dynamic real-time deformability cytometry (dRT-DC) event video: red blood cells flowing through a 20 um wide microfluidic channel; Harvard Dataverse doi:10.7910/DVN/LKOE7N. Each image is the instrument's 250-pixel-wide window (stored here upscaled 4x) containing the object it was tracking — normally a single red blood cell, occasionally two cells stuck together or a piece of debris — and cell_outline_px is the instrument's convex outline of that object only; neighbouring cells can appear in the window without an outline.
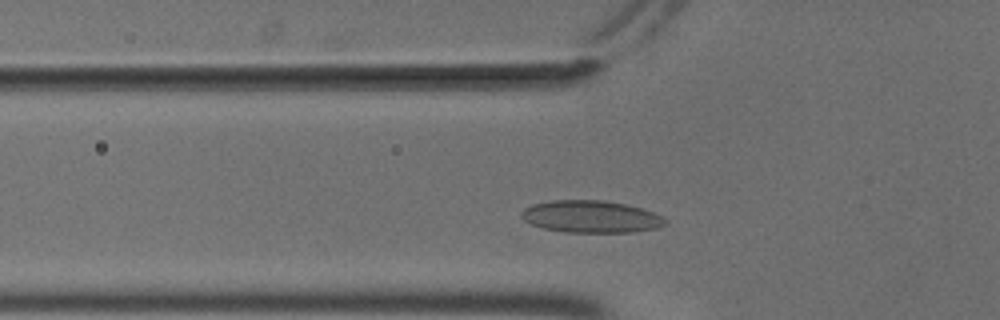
{"species": "common noctule bat (a hibernating species)", "species_latin": "Nyctalus noctula", "temperature_condition": "cold", "stored_images_in_passage": 37, "camera_frame_rate_fps": 3000, "um_per_image_px": 0.085, "animal": {"sex": "male", "body_mass_g": 18.8}, "frame": {"image": 1, "passage_image": 8, "time_ms": 2.333, "image_size_px": [1000, 320], "cell_outline_px": [[668, 224], [656, 228], [632, 232], [564, 232], [544, 228], [532, 224], [524, 220], [520, 216], [520, 212], [524, 208], [532, 204], [552, 200], [604, 200], [628, 204], [652, 212], [668, 220]], "centroid_in_image_um": [50.23, 18.41], "position_along_channel_um": 75.6, "area_um2": 27.05}}
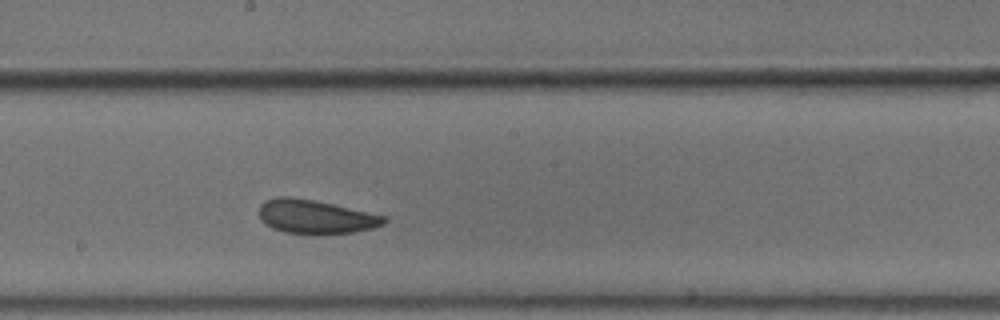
{"frame": {"image": 2, "passage_image": 20, "time_ms": 6.333, "image_size_px": [1000, 320], "cell_outline_px": [[388, 220], [384, 224], [372, 228], [352, 232], [320, 236], [312, 236], [284, 232], [272, 228], [264, 224], [260, 220], [260, 204], [264, 200], [276, 196], [288, 196], [312, 200], [332, 204], [388, 216]], "centroid_in_image_um": [26.81, 18.45], "position_along_channel_um": 221.4, "area_um2": 25.26}}
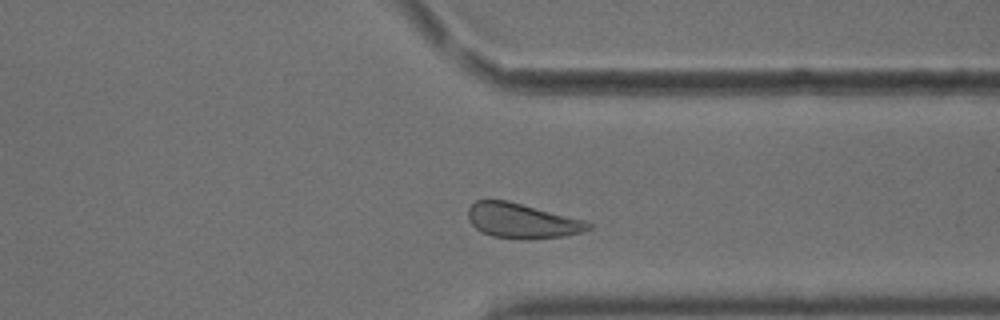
{"frame": {"image": 3, "passage_image": 32, "time_ms": 10.333, "image_size_px": [1000, 320], "cell_outline_px": [[592, 228], [584, 232], [568, 236], [492, 236], [480, 232], [472, 224], [468, 216], [468, 208], [476, 200], [508, 200], [584, 220], [592, 224]], "centroid_in_image_um": [44.37, 18.72], "position_along_channel_um": 367.0, "area_um2": 23.58}, "authors_computed_cell_mechanics": {"area_um2": 24.9118, "velocity_mm_per_s": 3.6439, "shape_relaxation_time_tau1_ms": 4.0151, "shape_relaxation_time_tau2_ms": 2.3126, "deformation_change_tau1": 0.0861, "deformation_change_tau2": 0.071}}